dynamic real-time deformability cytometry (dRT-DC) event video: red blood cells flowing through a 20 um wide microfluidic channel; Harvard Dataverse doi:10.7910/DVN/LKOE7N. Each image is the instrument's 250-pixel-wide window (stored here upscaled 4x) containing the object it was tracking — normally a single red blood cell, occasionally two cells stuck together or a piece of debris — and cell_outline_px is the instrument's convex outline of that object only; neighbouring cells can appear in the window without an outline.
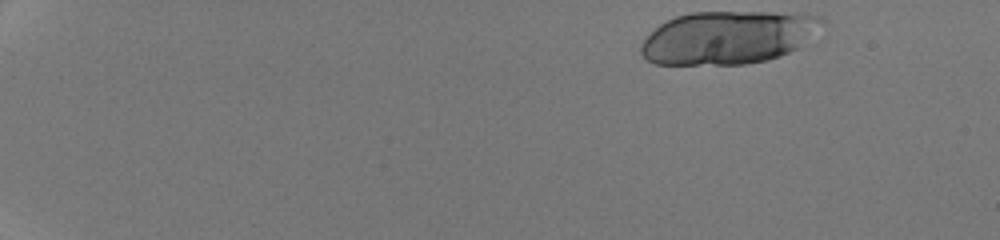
{"species": "human", "species_latin": "Homo sapiens", "temperature_condition": "room temperature", "stored_images_in_passage": 18, "camera_frame_rate_fps": 3000, "um_per_image_px": 0.085, "donor": {"sex": "male"}, "frame": {"image": 1, "passage_image": 1, "time_ms": 0.0, "image_size_px": [1000, 240], "cell_outline_px": [[828, 24], [816, 44], [768, 60], [744, 64], [656, 64], [644, 60], [640, 52], [640, 44], [660, 24], [676, 16], [692, 12], [804, 12], [824, 16], [828, 20]], "centroid_in_image_um": [62.16, 3.17], "position_along_channel_um": 22.8, "area_um2": 58.32}}
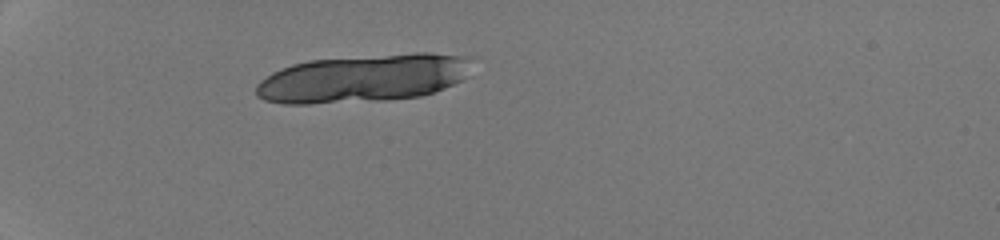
{"frame": {"image": 2, "passage_image": 12, "time_ms": 3.667, "image_size_px": [1000, 240], "cell_outline_px": [[472, 56], [468, 76], [436, 92], [420, 96], [388, 100], [308, 104], [284, 104], [264, 100], [256, 96], [256, 84], [260, 80], [272, 72], [280, 68], [292, 64], [308, 60], [416, 52], [428, 52]], "centroid_in_image_um": [30.89, 6.65], "position_along_channel_um": 54.1, "area_um2": 60.98}}